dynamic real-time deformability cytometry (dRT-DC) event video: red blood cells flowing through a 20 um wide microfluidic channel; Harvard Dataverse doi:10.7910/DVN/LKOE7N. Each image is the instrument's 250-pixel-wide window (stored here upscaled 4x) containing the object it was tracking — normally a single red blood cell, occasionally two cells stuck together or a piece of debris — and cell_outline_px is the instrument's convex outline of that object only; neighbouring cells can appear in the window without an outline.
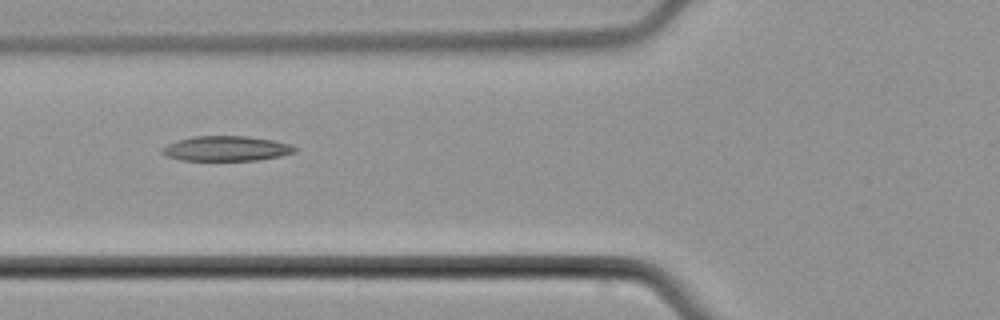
{"species": "common noctule bat (a hibernating species)", "species_latin": "Nyctalus noctula", "temperature_condition": "cold", "stored_images_in_passage": 8, "camera_frame_rate_fps": 3000, "um_per_image_px": 0.085, "animal": {"sex": "male", "body_mass_g": 21.5, "forearm_length_mm": 52.0}, "frame": {"image": 1, "passage_image": 5, "time_ms": 5.0, "image_size_px": [1000, 320], "cell_outline_px": [[296, 152], [280, 156], [256, 160], [180, 160], [168, 156], [160, 152], [168, 144], [176, 140], [192, 136], [248, 136], [272, 140], [292, 144], [296, 148]], "centroid_in_image_um": [19.25, 12.62], "position_along_channel_um": 106.6, "area_um2": 19.25}}
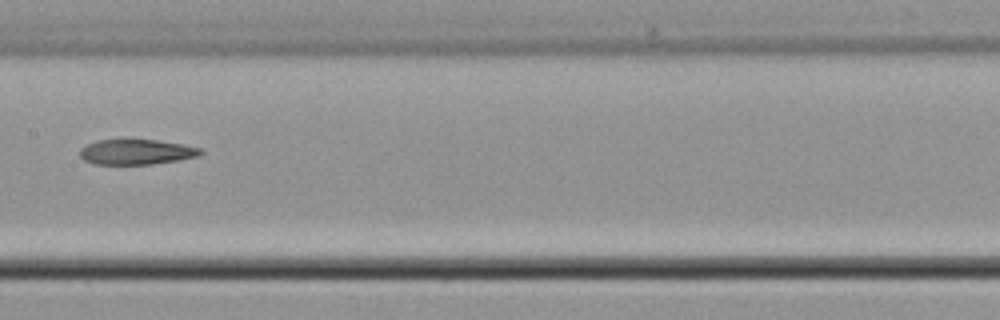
{"frame": {"image": 2, "passage_image": 7, "time_ms": 7.333, "image_size_px": [1000, 320], "cell_outline_px": [[204, 152], [200, 156], [180, 160], [152, 164], [92, 164], [84, 160], [80, 156], [80, 148], [96, 140], [156, 140], [184, 144], [204, 148]], "centroid_in_image_um": [11.65, 12.92], "position_along_channel_um": 195.7, "area_um2": 17.92}}
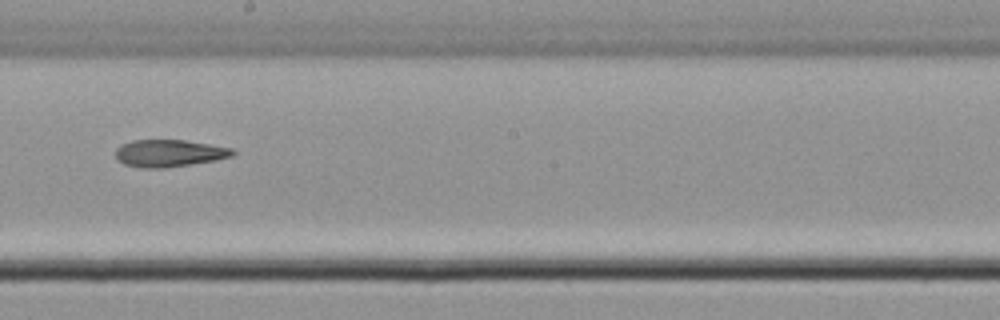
{"frame": {"image": 3, "passage_image": 8, "time_ms": 8.333, "image_size_px": [1000, 320], "cell_outline_px": [[236, 152], [232, 156], [216, 160], [164, 168], [144, 168], [124, 164], [116, 160], [116, 148], [120, 144], [132, 140], [184, 140], [232, 148]], "centroid_in_image_um": [14.35, 13.02], "position_along_channel_um": 233.9, "area_um2": 18.55}}